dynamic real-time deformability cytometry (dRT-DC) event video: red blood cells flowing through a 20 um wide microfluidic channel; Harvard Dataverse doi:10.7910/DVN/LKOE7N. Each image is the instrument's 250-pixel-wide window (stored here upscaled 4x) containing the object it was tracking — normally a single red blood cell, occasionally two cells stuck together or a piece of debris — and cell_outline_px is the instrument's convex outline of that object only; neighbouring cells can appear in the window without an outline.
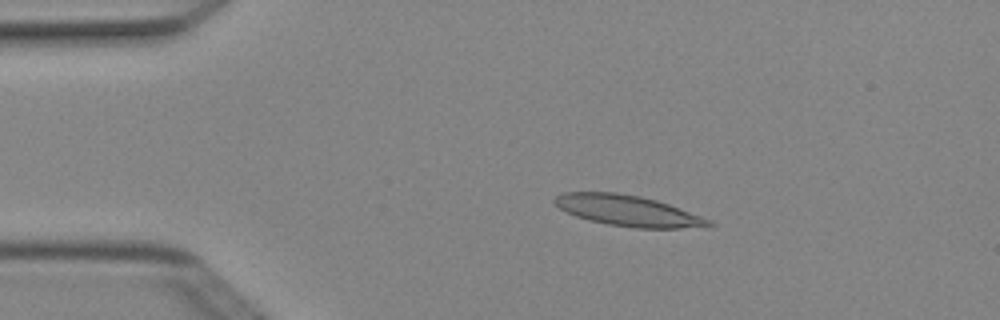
{"species": "Egyptian fruit bat (a non-hibernating species)", "species_latin": "Rousettus aegyptiacus", "temperature_condition": "cold", "stored_images_in_passage": 4, "camera_frame_rate_fps": 3000, "um_per_image_px": 0.085, "animal": {"sex": "female"}, "frame": {"image": 1, "passage_image": 3, "time_ms": 0.667, "image_size_px": [1000, 320], "cell_outline_px": [[716, 224], [708, 228], [636, 228], [608, 224], [588, 220], [576, 216], [560, 208], [552, 200], [556, 196], [564, 192], [616, 192], [640, 196], [656, 200], [668, 204], [712, 220]], "centroid_in_image_um": [53.43, 17.92], "position_along_channel_um": 31.6, "area_um2": 27.74}}